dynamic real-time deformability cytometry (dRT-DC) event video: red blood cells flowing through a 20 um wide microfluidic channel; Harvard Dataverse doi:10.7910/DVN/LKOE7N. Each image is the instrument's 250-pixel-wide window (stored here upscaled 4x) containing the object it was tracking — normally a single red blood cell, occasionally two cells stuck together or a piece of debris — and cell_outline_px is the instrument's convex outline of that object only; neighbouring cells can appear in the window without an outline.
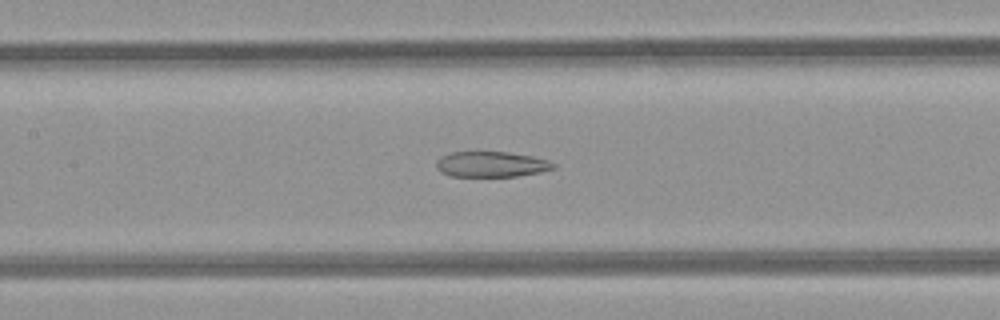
{"species": "common noctule bat (a hibernating species)", "species_latin": "Nyctalus noctula", "temperature_condition": "room temperature", "stored_images_in_passage": 48, "camera_frame_rate_fps": 3000, "um_per_image_px": 0.085, "animal": {"sex": "female", "body_mass_g": 21.9}, "frame": {"image": 1, "passage_image": 22, "time_ms": 7.0, "image_size_px": [1000, 320], "cell_outline_px": [[556, 168], [540, 172], [516, 176], [448, 176], [440, 172], [436, 168], [436, 160], [440, 156], [452, 152], [508, 152], [532, 156], [548, 160], [556, 164]], "centroid_in_image_um": [41.74, 13.96], "position_along_channel_um": 165.7, "area_um2": 17.51}}
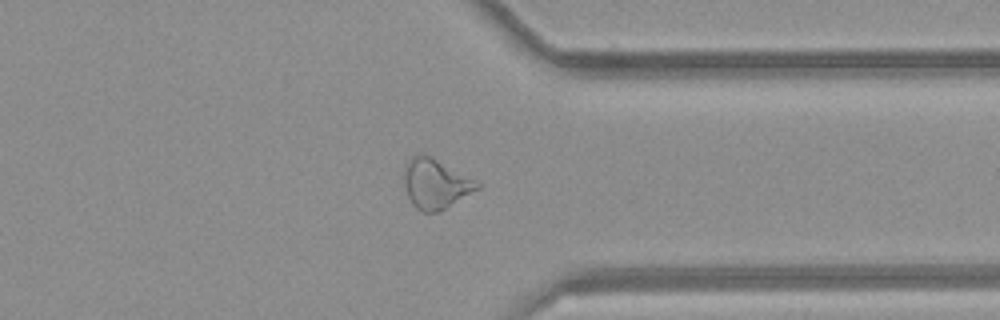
{"frame": {"image": 2, "passage_image": 37, "time_ms": 12.0, "image_size_px": [1000, 320], "cell_outline_px": [[480, 188], [444, 208], [436, 212], [424, 212], [416, 208], [412, 204], [408, 196], [404, 184], [404, 168], [408, 160], [412, 156], [432, 156], [480, 184]], "centroid_in_image_um": [36.98, 15.63], "position_along_channel_um": 374.4, "area_um2": 20.58}}
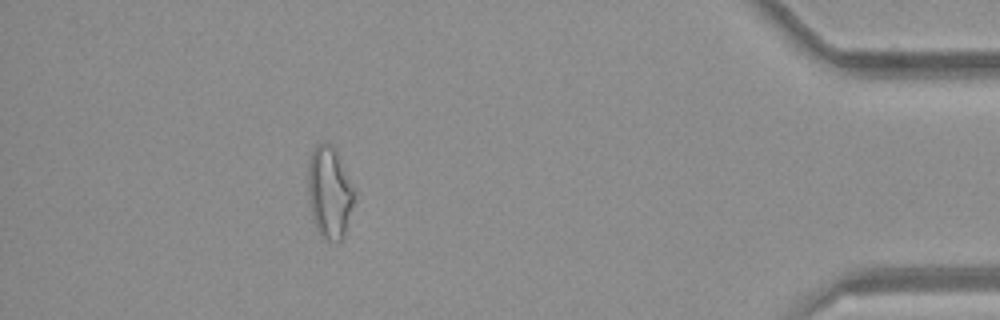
{"frame": {"image": 3, "passage_image": 43, "time_ms": 14.0, "image_size_px": [1000, 320], "cell_outline_px": [[356, 200], [344, 236], [336, 244], [324, 240], [316, 232], [308, 200], [308, 160], [316, 144], [332, 144], [356, 192]], "centroid_in_image_um": [28.01, 16.45], "position_along_channel_um": 407.2, "area_um2": 25.32}, "authors_computed_cell_mechanics": {"area_um2": 23.0911, "velocity_mm_per_s": 4.2549, "shape_relaxation_time_tau1_ms": null, "shape_relaxation_time_tau2_ms": 3.4899, "deformation_change_tau1": null, "deformation_change_tau2": 0.1411}}